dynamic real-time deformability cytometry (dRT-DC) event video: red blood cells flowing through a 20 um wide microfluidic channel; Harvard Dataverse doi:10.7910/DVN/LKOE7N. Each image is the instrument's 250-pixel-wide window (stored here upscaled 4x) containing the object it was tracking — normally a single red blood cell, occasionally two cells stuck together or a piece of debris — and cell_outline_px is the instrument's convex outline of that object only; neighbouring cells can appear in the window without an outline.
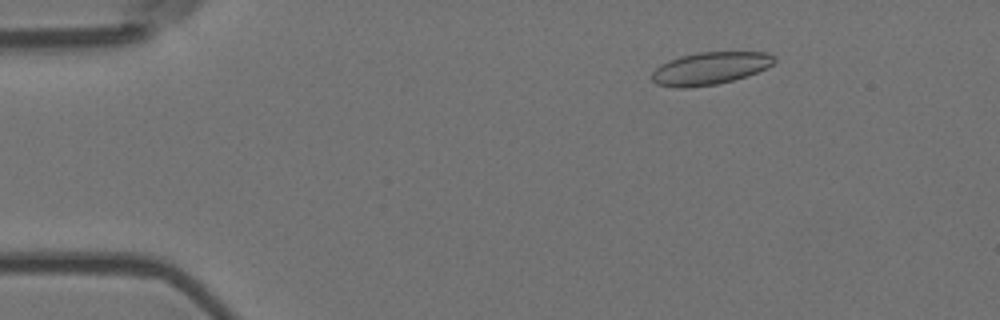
{"species": "Egyptian fruit bat (a non-hibernating species)", "species_latin": "Rousettus aegyptiacus", "temperature_condition": "room temperature", "stored_images_in_passage": 5, "camera_frame_rate_fps": 3000, "um_per_image_px": 0.085, "animal": {"sex": "female"}, "frame": {"image": 1, "passage_image": 2, "time_ms": 0.333, "image_size_px": [1000, 320], "cell_outline_px": [[776, 60], [768, 68], [732, 80], [716, 84], [688, 88], [676, 88], [656, 84], [652, 80], [652, 72], [660, 64], [668, 60], [680, 56], [696, 52], [768, 52], [776, 56]], "centroid_in_image_um": [60.34, 5.8], "position_along_channel_um": 24.7, "area_um2": 23.29}}
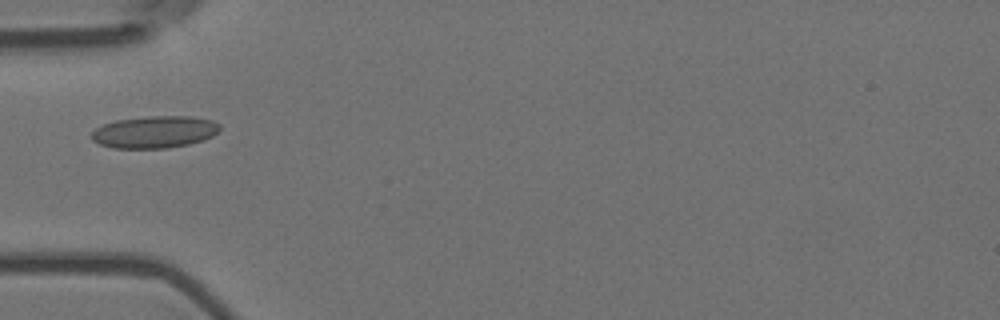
{"frame": {"image": 2, "passage_image": 5, "time_ms": 1.333, "image_size_px": [1000, 320], "cell_outline_px": [[220, 128], [212, 136], [204, 140], [188, 144], [168, 148], [112, 148], [100, 144], [92, 140], [92, 132], [96, 128], [104, 124], [116, 120], [148, 116], [192, 116], [212, 120], [220, 124]], "centroid_in_image_um": [13.15, 11.21], "position_along_channel_um": 71.9, "area_um2": 23.99}}